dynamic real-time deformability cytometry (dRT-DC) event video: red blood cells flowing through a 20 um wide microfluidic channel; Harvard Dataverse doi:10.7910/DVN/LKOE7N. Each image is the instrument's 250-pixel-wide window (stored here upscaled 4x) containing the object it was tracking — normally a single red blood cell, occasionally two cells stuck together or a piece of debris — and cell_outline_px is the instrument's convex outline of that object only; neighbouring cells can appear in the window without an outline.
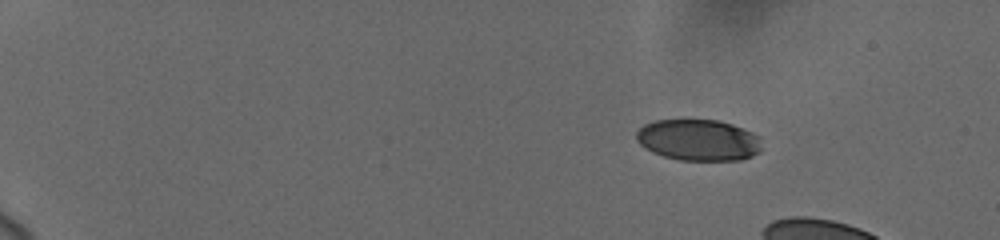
{"species": "human", "species_latin": "Homo sapiens", "temperature_condition": "cold", "stored_images_in_passage": 12, "camera_frame_rate_fps": 3000, "um_per_image_px": 0.085, "donor": {"sex": "female"}, "frame": {"image": 1, "passage_image": 1, "time_ms": 0.0, "image_size_px": [1000, 240], "cell_outline_px": [[760, 152], [752, 156], [740, 160], [680, 160], [664, 156], [652, 152], [644, 148], [636, 140], [636, 132], [644, 124], [656, 120], [684, 116], [720, 120], [744, 128], [760, 136]], "centroid_in_image_um": [59.34, 11.85], "position_along_channel_um": 25.7, "area_um2": 31.27}}